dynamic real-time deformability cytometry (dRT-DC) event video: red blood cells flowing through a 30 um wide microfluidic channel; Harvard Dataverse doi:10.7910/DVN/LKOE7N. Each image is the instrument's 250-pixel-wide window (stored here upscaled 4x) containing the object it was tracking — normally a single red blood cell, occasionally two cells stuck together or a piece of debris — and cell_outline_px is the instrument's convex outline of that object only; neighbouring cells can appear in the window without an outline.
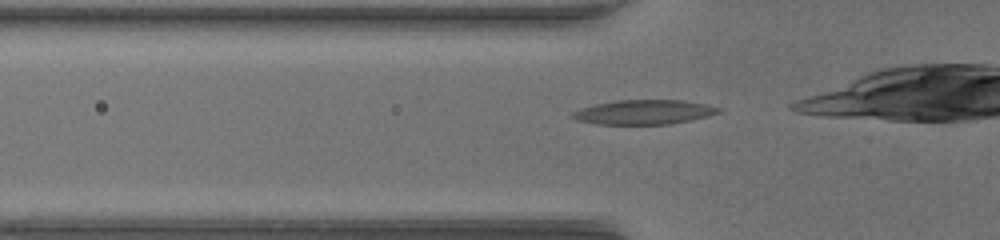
{"species": "common noctule bat (a hibernating species)", "species_latin": "Nyctalus noctula", "temperature_condition": "warm", "stored_images_in_passage": 10, "camera_frame_rate_fps": 3000, "um_per_image_px": 0.085, "animal": {"sex": "female", "body_mass_g": 17.0, "forearm_length_mm": 48.0}, "frame": {"image": 1, "passage_image": 2, "time_ms": 0.333, "image_size_px": [1000, 240], "cell_outline_px": [[720, 112], [708, 116], [692, 120], [668, 124], [596, 124], [576, 120], [568, 116], [572, 112], [580, 108], [596, 104], [616, 100], [684, 100], [704, 104], [720, 108]], "centroid_in_image_um": [54.68, 9.53], "position_along_channel_um": 71.1, "area_um2": 20.87}}
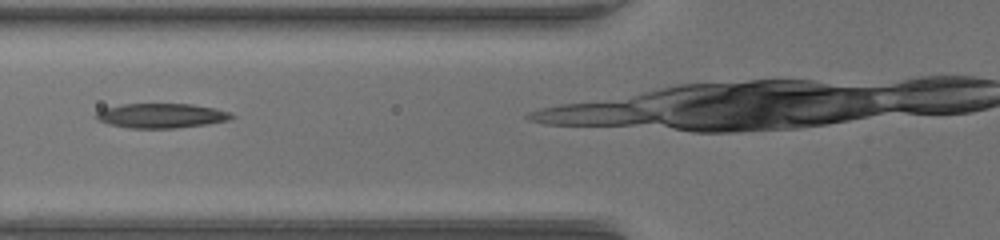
{"frame": {"image": 2, "passage_image": 5, "time_ms": 1.333, "image_size_px": [1000, 240], "cell_outline_px": [[236, 116], [228, 120], [208, 124], [176, 128], [128, 128], [108, 124], [96, 120], [96, 112], [104, 108], [120, 104], [192, 104], [216, 108], [228, 112]], "centroid_in_image_um": [13.69, 9.83], "position_along_channel_um": 112.1, "area_um2": 19.54}}